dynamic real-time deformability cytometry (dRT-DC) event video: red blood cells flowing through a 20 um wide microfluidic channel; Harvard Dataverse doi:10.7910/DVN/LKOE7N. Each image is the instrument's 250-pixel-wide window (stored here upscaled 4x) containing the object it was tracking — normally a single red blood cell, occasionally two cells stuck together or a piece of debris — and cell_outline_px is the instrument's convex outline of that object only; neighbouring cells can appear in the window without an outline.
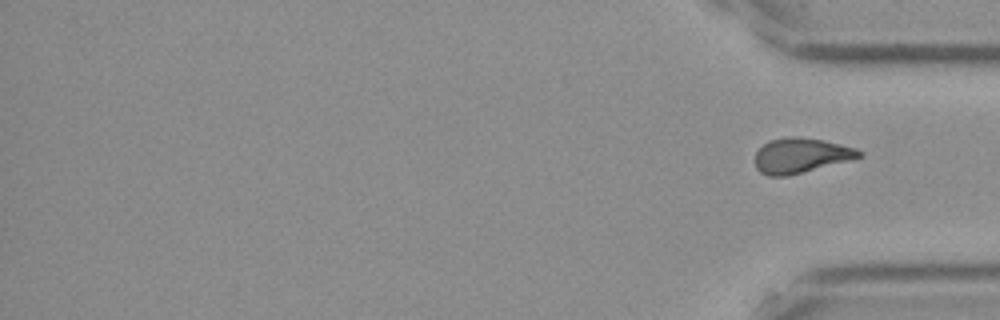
{"species": "Egyptian fruit bat (a non-hibernating species)", "species_latin": "Rousettus aegyptiacus", "temperature_condition": "cold", "stored_images_in_passage": 12, "segment_of_instrument_passage": [2, 2], "camera_frame_rate_fps": 3000, "um_per_image_px": 0.085, "frame": {"image": 1, "passage_image": 12, "time_ms": 3.667, "image_size_px": [1000, 320], "cell_outline_px": [[864, 156], [788, 176], [768, 176], [760, 172], [756, 168], [756, 152], [768, 140], [788, 136], [796, 136], [824, 140], [856, 148], [864, 152]], "centroid_in_image_um": [68.08, 13.21], "position_along_channel_um": 367.1, "area_um2": 21.21}}